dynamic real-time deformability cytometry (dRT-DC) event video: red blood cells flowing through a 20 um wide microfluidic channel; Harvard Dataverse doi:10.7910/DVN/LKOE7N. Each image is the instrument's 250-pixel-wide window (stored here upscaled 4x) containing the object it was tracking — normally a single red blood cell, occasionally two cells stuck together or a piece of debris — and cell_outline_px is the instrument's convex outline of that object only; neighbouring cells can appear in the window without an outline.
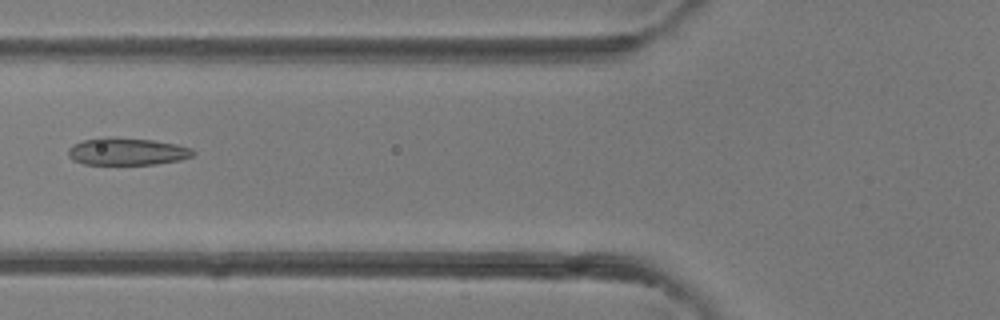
{"species": "common noctule bat (a hibernating species)", "species_latin": "Nyctalus noctula", "temperature_condition": "room temperature", "stored_images_in_passage": 4, "camera_frame_rate_fps": 3000, "um_per_image_px": 0.085, "animal": {"sex": "female"}, "frame": {"image": 1, "passage_image": 4, "time_ms": 3.333, "image_size_px": [1000, 320], "cell_outline_px": [[196, 152], [192, 156], [180, 160], [156, 164], [84, 164], [72, 160], [68, 156], [68, 148], [72, 144], [84, 140], [100, 136], [116, 136], [152, 140], [176, 144], [192, 148]], "centroid_in_image_um": [10.77, 12.86], "position_along_channel_um": 115.0, "area_um2": 20.23}}